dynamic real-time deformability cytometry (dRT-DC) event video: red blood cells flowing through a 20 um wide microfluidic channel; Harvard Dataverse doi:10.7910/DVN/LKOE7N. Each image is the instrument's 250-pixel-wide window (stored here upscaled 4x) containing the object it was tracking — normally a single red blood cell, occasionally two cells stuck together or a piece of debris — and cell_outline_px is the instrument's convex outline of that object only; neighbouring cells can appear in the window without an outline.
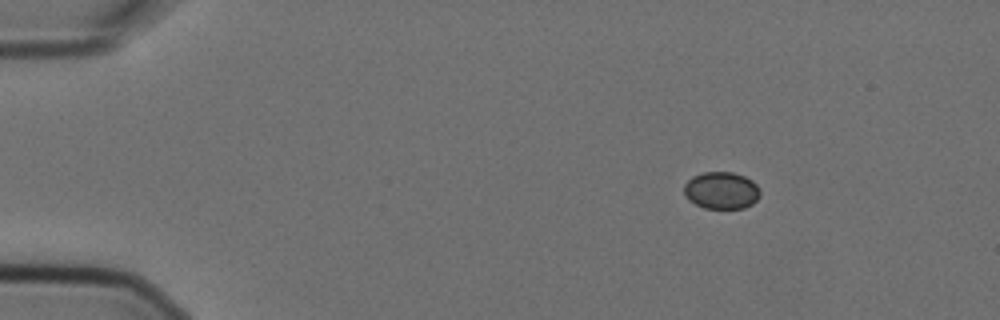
{"species": "Egyptian fruit bat (a non-hibernating species)", "species_latin": "Rousettus aegyptiacus", "temperature_condition": "cold", "stored_images_in_passage": 5, "camera_frame_rate_fps": 3000, "um_per_image_px": 0.085, "animal": {"sex": "female"}, "frame": {"image": 1, "passage_image": 1, "time_ms": 0.0, "image_size_px": [1000, 320], "cell_outline_px": [[760, 196], [752, 204], [744, 208], [704, 208], [688, 200], [684, 192], [684, 184], [692, 176], [704, 172], [732, 172], [744, 176], [752, 180], [756, 184], [760, 192]], "centroid_in_image_um": [61.31, 16.18], "position_along_channel_um": 23.7, "area_um2": 16.47}}
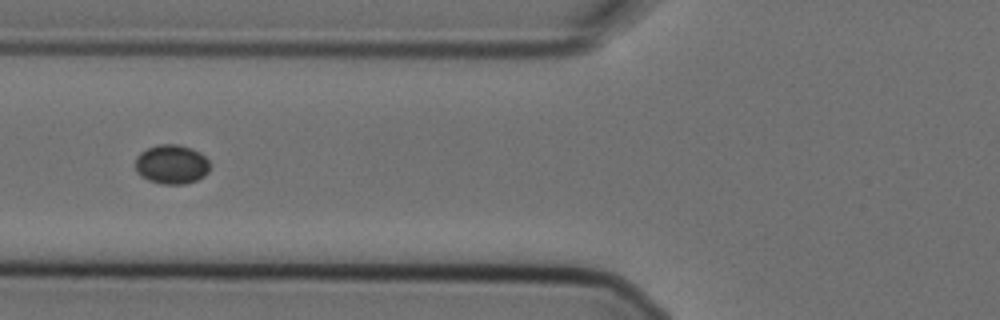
{"frame": {"image": 2, "passage_image": 4, "time_ms": 1.0, "image_size_px": [1000, 320], "cell_outline_px": [[208, 172], [204, 176], [196, 180], [184, 184], [160, 184], [148, 180], [140, 176], [136, 172], [136, 156], [140, 152], [148, 148], [160, 144], [176, 144], [192, 148], [200, 152], [208, 160]], "centroid_in_image_um": [14.56, 13.97], "position_along_channel_um": 111.2, "area_um2": 17.11}}
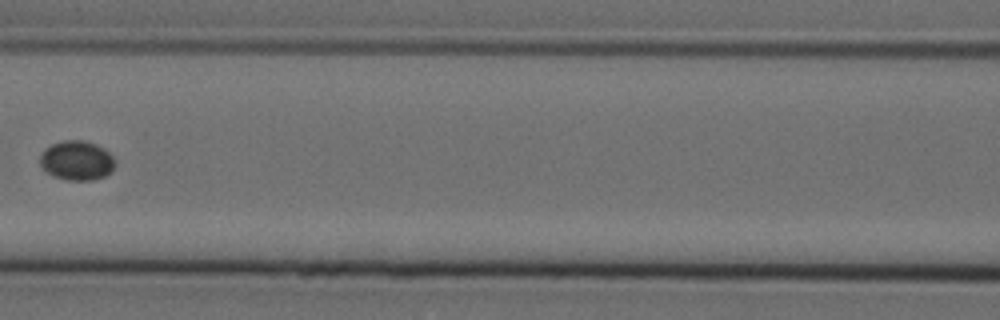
{"frame": {"image": 3, "passage_image": 5, "time_ms": 1.333, "image_size_px": [1000, 320], "cell_outline_px": [[116, 164], [104, 176], [92, 180], [68, 180], [52, 176], [40, 164], [40, 156], [44, 148], [52, 144], [64, 140], [84, 140], [96, 144], [104, 148], [116, 160]], "centroid_in_image_um": [6.52, 13.63], "position_along_channel_um": 160.1, "area_um2": 17.22}}